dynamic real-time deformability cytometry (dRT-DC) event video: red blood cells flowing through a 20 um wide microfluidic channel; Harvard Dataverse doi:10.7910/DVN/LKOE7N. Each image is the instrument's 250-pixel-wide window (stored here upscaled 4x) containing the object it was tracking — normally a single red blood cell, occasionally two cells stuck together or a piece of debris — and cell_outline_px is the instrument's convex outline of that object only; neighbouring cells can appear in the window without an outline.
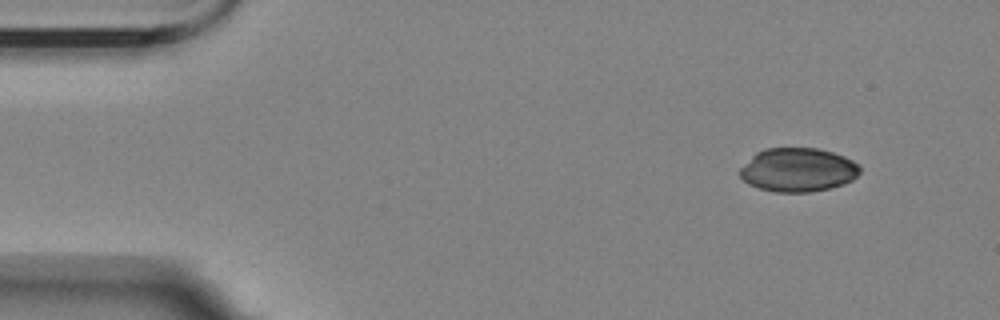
{"species": "Egyptian fruit bat (a non-hibernating species)", "species_latin": "Rousettus aegyptiacus", "temperature_condition": "room temperature", "stored_images_in_passage": 4, "camera_frame_rate_fps": 3000, "um_per_image_px": 0.085, "animal": {"sex": "female"}, "frame": {"image": 1, "passage_image": 4, "time_ms": 3.667, "image_size_px": [1000, 320], "cell_outline_px": [[860, 172], [852, 180], [844, 184], [812, 192], [776, 192], [760, 188], [748, 184], [740, 176], [740, 168], [756, 152], [764, 148], [816, 148], [832, 152], [844, 156], [860, 164]], "centroid_in_image_um": [67.83, 14.43], "position_along_channel_um": 17.2, "area_um2": 30.63}}